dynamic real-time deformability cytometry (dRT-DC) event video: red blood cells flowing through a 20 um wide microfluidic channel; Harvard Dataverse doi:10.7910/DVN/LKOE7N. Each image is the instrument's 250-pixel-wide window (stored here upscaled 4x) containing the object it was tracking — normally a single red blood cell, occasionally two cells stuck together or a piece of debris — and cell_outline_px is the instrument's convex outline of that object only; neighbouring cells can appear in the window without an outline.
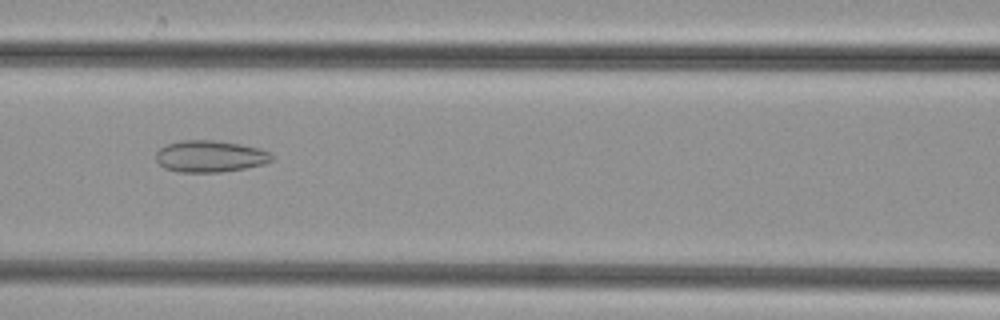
{"species": "common noctule bat (a hibernating species)", "species_latin": "Nyctalus noctula", "temperature_condition": "cold", "stored_images_in_passage": 36, "camera_frame_rate_fps": 3000, "um_per_image_px": 0.085, "animal": {"sex": "female", "body_mass_g": 29.2, "forearm_length_mm": 56.3}, "frame": {"image": 1, "passage_image": 14, "time_ms": 4.333, "image_size_px": [1000, 320], "cell_outline_px": [[272, 160], [264, 164], [244, 168], [220, 172], [176, 172], [164, 168], [156, 160], [156, 152], [160, 148], [168, 144], [180, 140], [212, 140], [240, 144], [260, 148], [268, 152], [272, 156]], "centroid_in_image_um": [17.83, 13.29], "position_along_channel_um": 148.8, "area_um2": 21.33}}
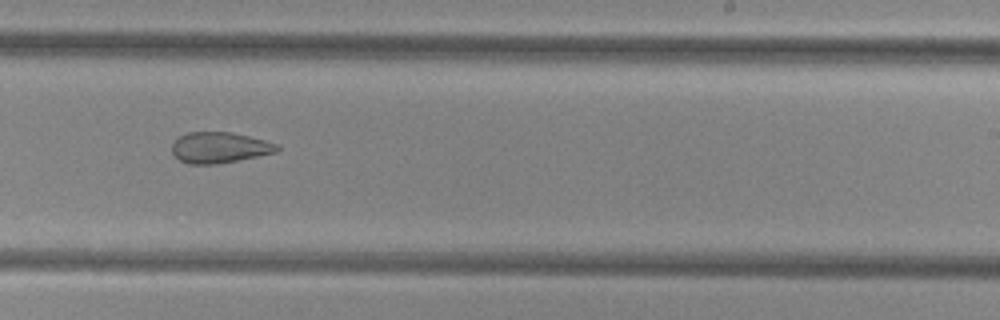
{"frame": {"image": 2, "passage_image": 23, "time_ms": 7.333, "image_size_px": [1000, 320], "cell_outline_px": [[280, 148], [276, 152], [216, 164], [188, 164], [180, 160], [172, 152], [172, 144], [180, 136], [188, 132], [232, 132], [280, 144]], "centroid_in_image_um": [18.66, 12.54], "position_along_channel_um": 270.3, "area_um2": 18.73}}
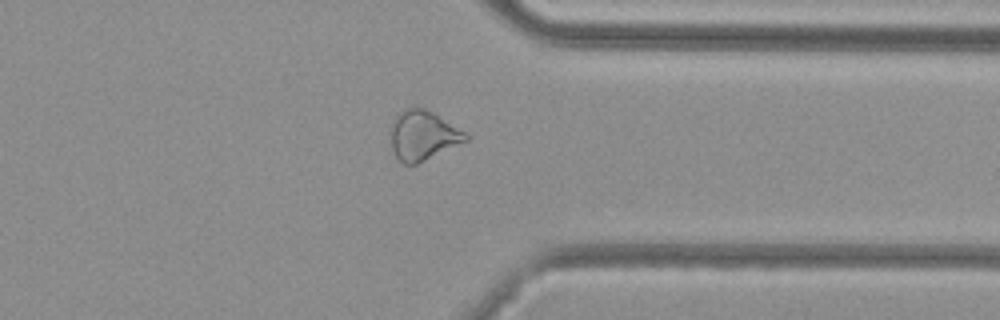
{"frame": {"image": 3, "passage_image": 31, "time_ms": 10.0, "image_size_px": [1000, 320], "cell_outline_px": [[468, 140], [416, 164], [404, 164], [396, 156], [392, 148], [388, 128], [396, 116], [404, 108], [424, 108], [432, 112], [464, 132], [468, 136]], "centroid_in_image_um": [35.89, 11.51], "position_along_channel_um": 375.5, "area_um2": 21.39}}